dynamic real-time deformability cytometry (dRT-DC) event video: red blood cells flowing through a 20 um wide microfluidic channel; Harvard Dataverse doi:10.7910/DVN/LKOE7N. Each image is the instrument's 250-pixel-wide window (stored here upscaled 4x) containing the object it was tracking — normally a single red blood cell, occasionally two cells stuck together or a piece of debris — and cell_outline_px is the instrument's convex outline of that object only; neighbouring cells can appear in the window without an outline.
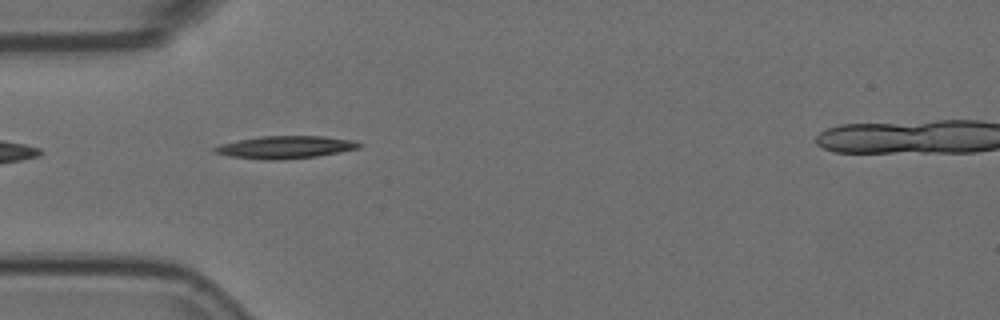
{"species": "Egyptian fruit bat (a non-hibernating species)", "species_latin": "Rousettus aegyptiacus", "temperature_condition": "room temperature", "stored_images_in_passage": 6, "segment_of_instrument_passage": [2, 2], "camera_frame_rate_fps": 3000, "um_per_image_px": 0.085, "animal": {"sex": "female"}, "frame": {"image": 1, "passage_image": 5, "time_ms": 1.333, "image_size_px": [1000, 320], "cell_outline_px": [[364, 144], [360, 148], [340, 152], [316, 156], [280, 160], [264, 160], [228, 156], [212, 152], [212, 148], [220, 144], [260, 136], [324, 136], [352, 140]], "centroid_in_image_um": [24.24, 12.51], "position_along_channel_um": 60.8, "area_um2": 19.07}}
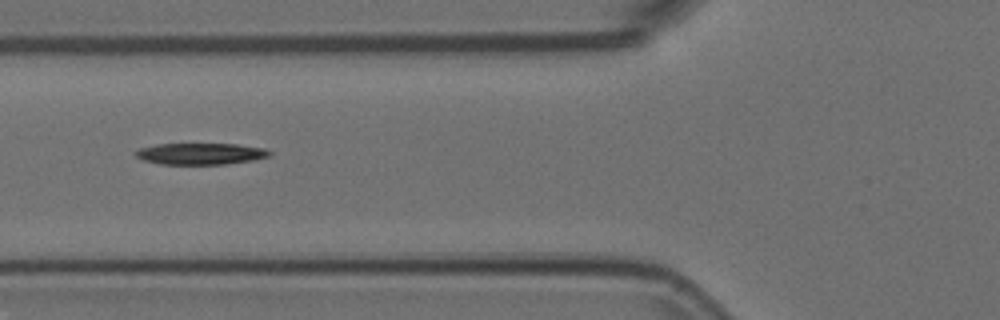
{"frame": {"image": 2, "passage_image": 6, "time_ms": 1.667, "image_size_px": [1000, 320], "cell_outline_px": [[272, 152], [268, 156], [252, 160], [224, 164], [160, 164], [144, 160], [136, 156], [132, 152], [140, 148], [156, 144], [236, 144], [264, 148]], "centroid_in_image_um": [17.01, 13.06], "position_along_channel_um": 108.8, "area_um2": 16.65}}